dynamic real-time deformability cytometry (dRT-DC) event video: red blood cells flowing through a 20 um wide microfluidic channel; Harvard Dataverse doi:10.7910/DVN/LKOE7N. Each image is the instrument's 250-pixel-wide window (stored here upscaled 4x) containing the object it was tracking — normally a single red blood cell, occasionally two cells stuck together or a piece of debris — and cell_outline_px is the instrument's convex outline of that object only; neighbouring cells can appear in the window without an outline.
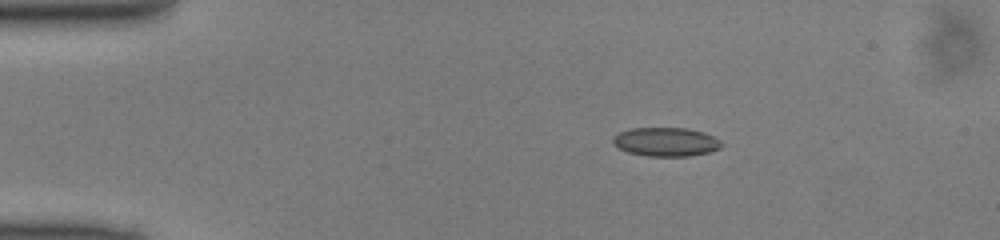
{"species": "common noctule bat (a hibernating species)", "species_latin": "Nyctalus noctula", "temperature_condition": "cold", "stored_images_in_passage": 41, "camera_frame_rate_fps": 3000, "um_per_image_px": 0.085, "animal": {"sex": "male", "body_mass_g": 13.0, "forearm_length_mm": 53.1}, "frame": {"image": 1, "passage_image": 1, "time_ms": 0.0, "image_size_px": [1000, 240], "cell_outline_px": [[724, 144], [720, 148], [708, 152], [688, 156], [648, 156], [628, 152], [612, 144], [612, 136], [628, 128], [688, 128], [704, 132], [720, 140]], "centroid_in_image_um": [56.59, 12.05], "position_along_channel_um": 28.4, "area_um2": 18.32}}
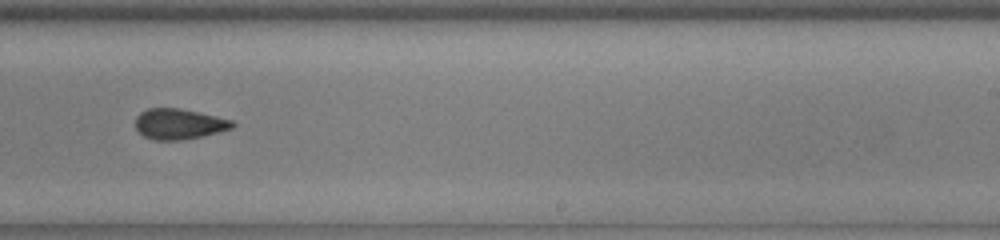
{"frame": {"image": 2, "passage_image": 23, "time_ms": 7.333, "image_size_px": [1000, 240], "cell_outline_px": [[236, 124], [232, 128], [220, 132], [180, 140], [152, 140], [144, 136], [136, 128], [136, 116], [140, 112], [148, 108], [180, 108], [216, 116], [232, 120]], "centroid_in_image_um": [15.21, 10.53], "position_along_channel_um": 273.8, "area_um2": 17.22}}
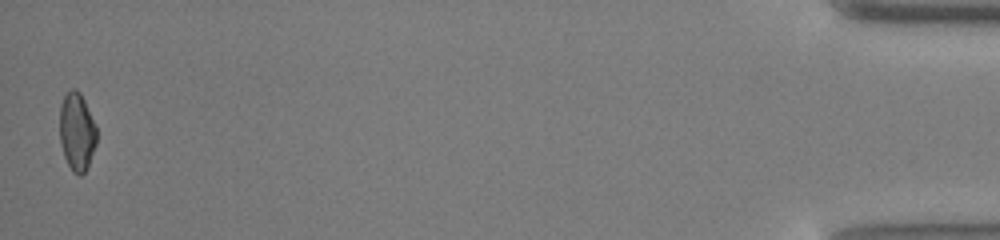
{"frame": {"image": 3, "passage_image": 41, "time_ms": 13.333, "image_size_px": [1000, 240], "cell_outline_px": [[96, 144], [88, 164], [84, 172], [80, 176], [72, 172], [64, 156], [60, 144], [60, 104], [68, 88], [76, 88], [80, 92], [84, 100], [96, 128]], "centroid_in_image_um": [6.51, 11.17], "position_along_channel_um": 428.7, "area_um2": 16.76}}